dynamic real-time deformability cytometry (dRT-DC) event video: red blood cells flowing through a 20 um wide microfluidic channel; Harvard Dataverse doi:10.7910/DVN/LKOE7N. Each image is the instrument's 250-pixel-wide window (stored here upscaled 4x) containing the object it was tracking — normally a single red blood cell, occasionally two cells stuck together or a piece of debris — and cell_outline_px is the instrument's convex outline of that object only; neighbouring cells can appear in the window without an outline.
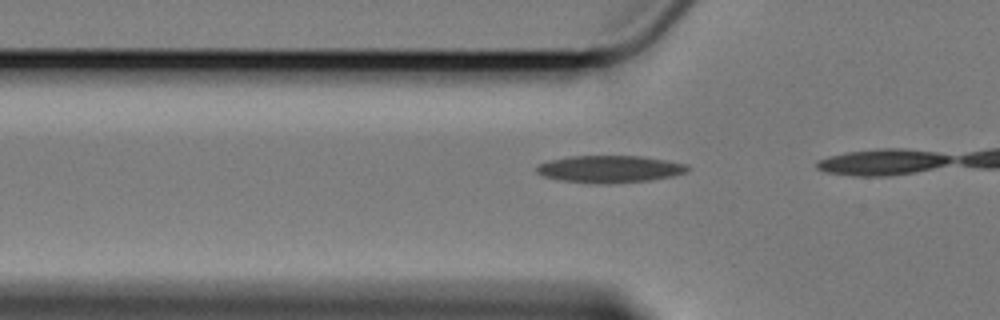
{"species": "Egyptian fruit bat (a non-hibernating species)", "species_latin": "Rousettus aegyptiacus", "temperature_condition": "cold", "stored_images_in_passage": 16, "camera_frame_rate_fps": 3000, "um_per_image_px": 0.085, "animal": {"sex": "female"}, "frame": {"image": 1, "passage_image": 14, "time_ms": 4.333, "image_size_px": [1000, 320], "cell_outline_px": [[688, 168], [684, 172], [672, 176], [652, 180], [600, 184], [560, 180], [544, 176], [536, 172], [536, 164], [568, 156], [640, 156], [688, 164]], "centroid_in_image_um": [51.79, 14.37], "position_along_channel_um": 74.0, "area_um2": 23.7}}